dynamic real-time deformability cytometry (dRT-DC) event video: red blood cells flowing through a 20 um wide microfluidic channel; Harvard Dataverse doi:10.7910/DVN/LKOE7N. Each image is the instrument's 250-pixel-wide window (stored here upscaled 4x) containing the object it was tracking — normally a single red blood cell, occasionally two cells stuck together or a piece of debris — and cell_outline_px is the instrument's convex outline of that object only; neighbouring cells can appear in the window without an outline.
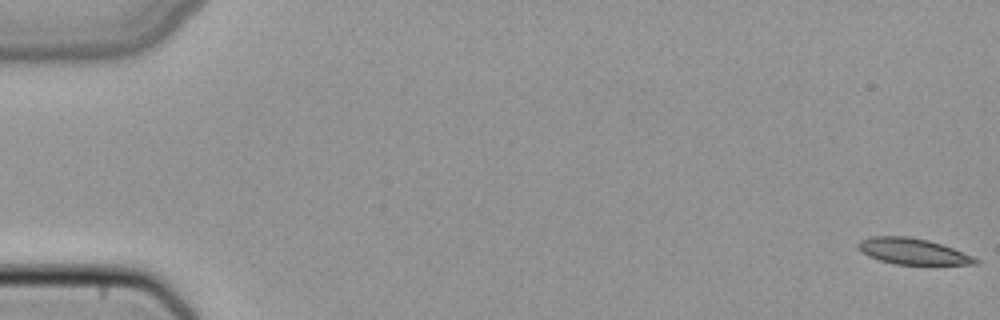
{"species": "common noctule bat (a hibernating species)", "species_latin": "Nyctalus noctula", "temperature_condition": "cold", "stored_images_in_passage": 51, "camera_frame_rate_fps": 3000, "um_per_image_px": 0.085, "animal": {"sex": "female", "body_mass_g": 22.7, "forearm_length_mm": 54.2}, "frame": {"image": 1, "passage_image": 1, "time_ms": 0.0, "image_size_px": [1000, 320], "cell_outline_px": [[980, 264], [896, 264], [880, 260], [868, 256], [860, 252], [856, 244], [860, 240], [868, 236], [908, 236], [928, 240], [952, 248], [972, 256], [980, 260]], "centroid_in_image_um": [77.53, 21.35], "position_along_channel_um": 7.5, "area_um2": 17.74}}
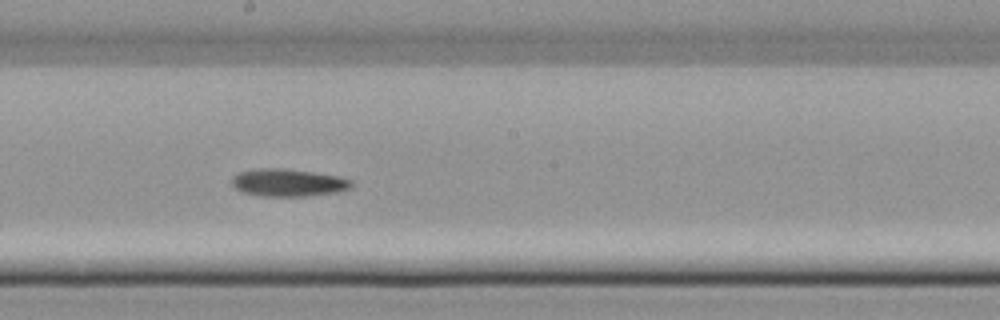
{"frame": {"image": 2, "passage_image": 29, "time_ms": 9.333, "image_size_px": [1000, 320], "cell_outline_px": [[352, 188], [336, 192], [308, 196], [260, 196], [244, 192], [236, 188], [232, 184], [232, 176], [240, 172], [256, 168], [284, 168], [312, 172], [336, 176], [352, 180]], "centroid_in_image_um": [24.49, 15.52], "position_along_channel_um": 223.7, "area_um2": 19.13}}
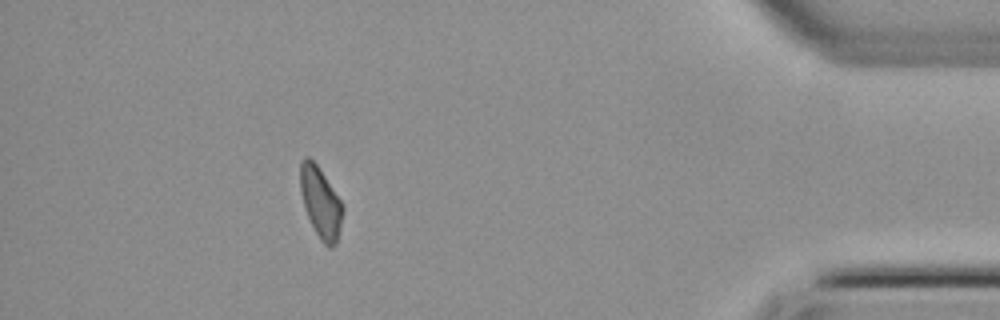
{"frame": {"image": 3, "passage_image": 46, "time_ms": 15.0, "image_size_px": [1000, 320], "cell_outline_px": [[344, 212], [336, 244], [332, 248], [328, 248], [320, 240], [304, 208], [300, 192], [300, 160], [304, 156], [308, 156], [320, 168], [344, 204]], "centroid_in_image_um": [27.26, 17.19], "position_along_channel_um": 407.9, "area_um2": 17.86}}